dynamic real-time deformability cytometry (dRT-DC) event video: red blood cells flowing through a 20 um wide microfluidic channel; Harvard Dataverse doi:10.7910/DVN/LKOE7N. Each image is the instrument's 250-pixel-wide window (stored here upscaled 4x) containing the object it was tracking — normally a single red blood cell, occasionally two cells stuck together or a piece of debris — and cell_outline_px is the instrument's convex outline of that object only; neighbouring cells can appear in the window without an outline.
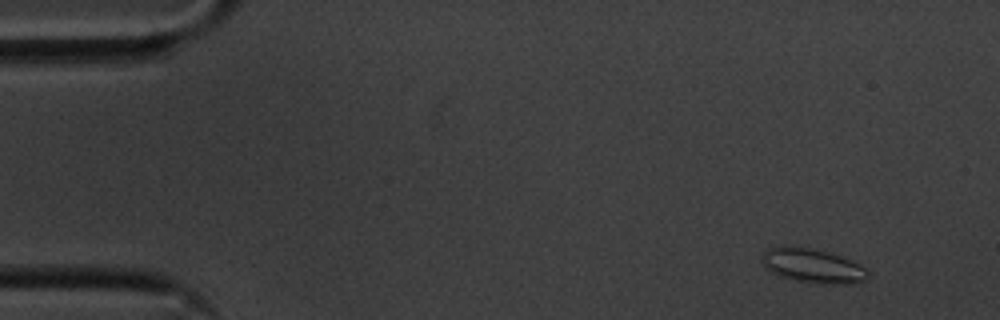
{"species": "common noctule bat (a hibernating species)", "species_latin": "Nyctalus noctula", "temperature_condition": "cold", "stored_images_in_passage": 56, "camera_frame_rate_fps": 3000, "um_per_image_px": 0.085, "animal": {"sex": "male", "body_mass_g": 20.1, "forearm_length_mm": 53.5}, "frame": {"image": 1, "passage_image": 4, "time_ms": 1.0, "image_size_px": [1000, 320], "cell_outline_px": [[868, 276], [864, 280], [856, 284], [816, 284], [796, 280], [780, 276], [764, 268], [760, 260], [764, 252], [768, 248], [812, 248], [828, 252], [840, 256], [860, 264], [868, 268]], "centroid_in_image_um": [69.12, 22.63], "position_along_channel_um": 15.9, "area_um2": 21.04}}
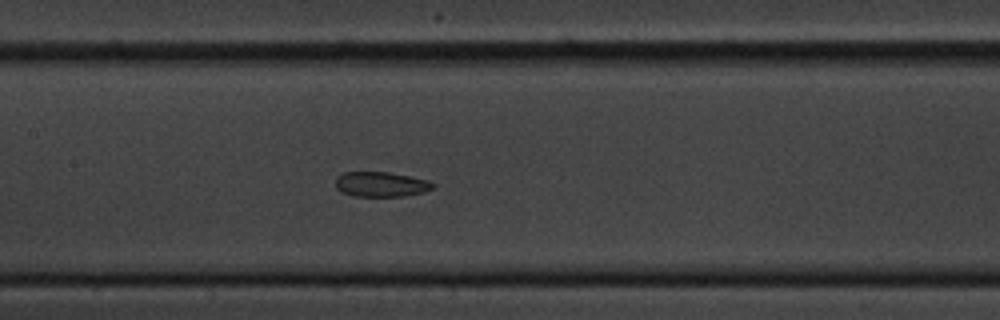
{"frame": {"image": 2, "passage_image": 26, "time_ms": 8.333, "image_size_px": [1000, 320], "cell_outline_px": [[436, 184], [432, 188], [424, 192], [404, 196], [352, 196], [340, 192], [336, 188], [336, 176], [344, 172], [388, 172], [412, 176], [428, 180]], "centroid_in_image_um": [32.37, 15.66], "position_along_channel_um": 175.0, "area_um2": 14.33}}
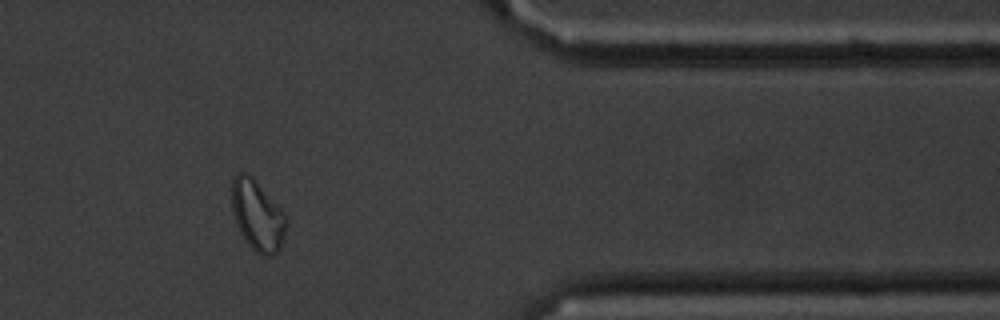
{"frame": {"image": 3, "passage_image": 46, "time_ms": 15.0, "image_size_px": [1000, 320], "cell_outline_px": [[288, 224], [284, 240], [280, 248], [272, 256], [264, 256], [256, 252], [248, 244], [240, 232], [236, 224], [232, 208], [232, 180], [236, 172], [248, 172], [256, 180], [284, 212]], "centroid_in_image_um": [21.9, 18.3], "position_along_channel_um": 389.5, "area_um2": 22.6}, "authors_computed_cell_mechanics": {"area_um2": 17.6001, "velocity_mm_per_s": 3.529, "shape_relaxation_time_tau1_ms": null, "shape_relaxation_time_tau2_ms": 8.5676, "deformation_change_tau1": null, "deformation_change_tau2": 0.1184}}